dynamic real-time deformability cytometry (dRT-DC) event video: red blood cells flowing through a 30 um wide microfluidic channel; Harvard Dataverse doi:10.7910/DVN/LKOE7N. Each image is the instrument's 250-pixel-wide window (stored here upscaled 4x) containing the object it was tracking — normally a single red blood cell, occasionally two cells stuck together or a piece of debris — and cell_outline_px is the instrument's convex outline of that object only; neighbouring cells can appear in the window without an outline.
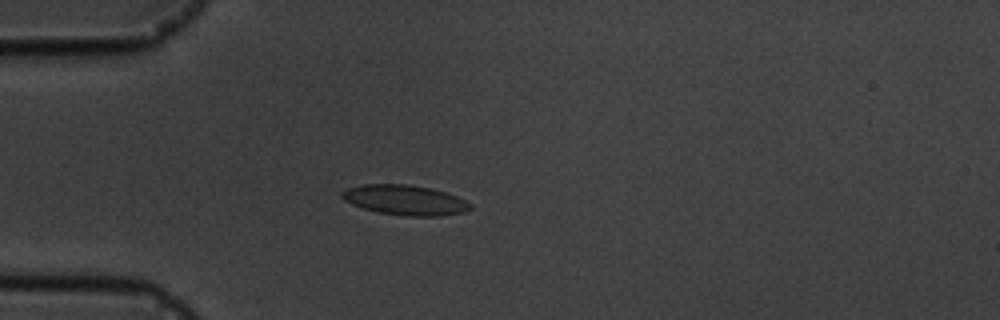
{"species": "common noctule bat (a hibernating species)", "species_latin": "Nyctalus noctula", "temperature_condition": "cold", "stored_images_in_passage": 5, "camera_frame_rate_fps": 3000, "um_per_image_px": 0.085, "animal": {"sex": "male", "body_mass_g": 19.5, "forearm_length_mm": 54.6}, "frame": {"image": 1, "passage_image": 4, "time_ms": 3.667, "image_size_px": [1000, 320], "cell_outline_px": [[472, 208], [464, 212], [440, 216], [404, 216], [380, 212], [364, 208], [352, 204], [344, 200], [340, 196], [340, 192], [348, 188], [364, 184], [408, 184], [432, 188], [456, 196], [472, 204]], "centroid_in_image_um": [34.42, 17.0], "position_along_channel_um": 50.6, "area_um2": 22.43}}